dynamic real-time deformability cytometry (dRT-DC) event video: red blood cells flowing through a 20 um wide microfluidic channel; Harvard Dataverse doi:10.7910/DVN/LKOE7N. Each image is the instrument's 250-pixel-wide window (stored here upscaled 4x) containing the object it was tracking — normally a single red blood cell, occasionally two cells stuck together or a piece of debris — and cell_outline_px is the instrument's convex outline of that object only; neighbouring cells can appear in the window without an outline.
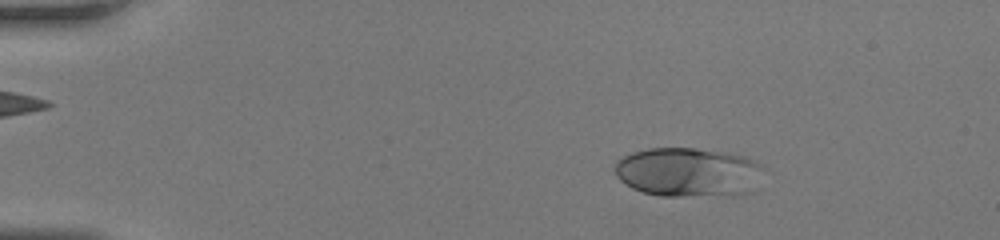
{"species": "human", "species_latin": "Homo sapiens", "temperature_condition": "room temperature", "stored_images_in_passage": 45, "camera_frame_rate_fps": 3000, "um_per_image_px": 0.085, "donor": {"sex": "female"}, "frame": {"image": 1, "passage_image": 8, "time_ms": 2.333, "image_size_px": [1000, 240], "cell_outline_px": [[764, 168], [752, 192], [736, 196], [660, 196], [644, 192], [632, 188], [620, 180], [616, 176], [616, 160], [632, 152], [648, 148], [696, 148], [724, 152], [744, 156], [756, 160], [764, 164]], "centroid_in_image_um": [58.55, 14.65], "position_along_channel_um": 26.5, "area_um2": 43.29}}
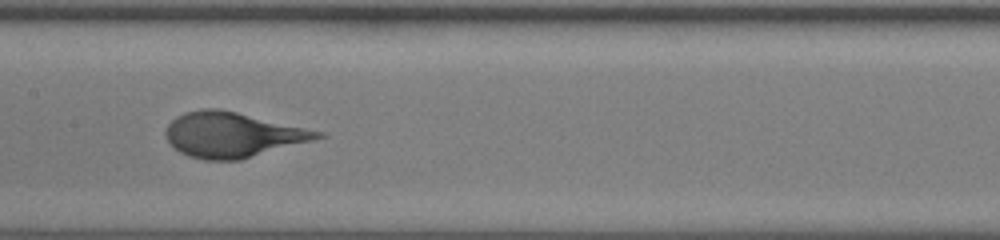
{"frame": {"image": 2, "passage_image": 24, "time_ms": 7.667, "image_size_px": [1000, 240], "cell_outline_px": [[328, 136], [240, 160], [204, 160], [188, 156], [180, 152], [168, 140], [164, 132], [168, 124], [176, 116], [184, 112], [200, 108], [220, 108], [324, 132]], "centroid_in_image_um": [19.76, 11.44], "position_along_channel_um": 187.6, "area_um2": 39.88}}
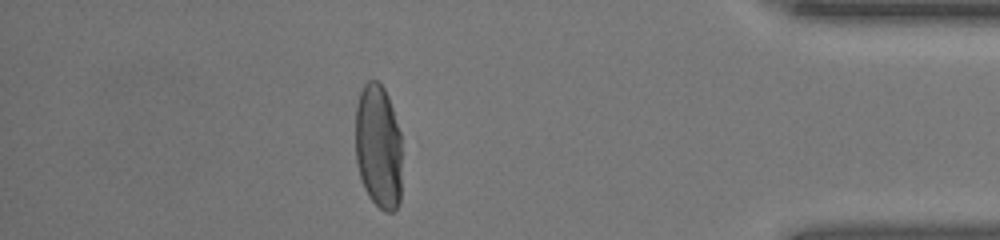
{"frame": {"image": 3, "passage_image": 40, "time_ms": 13.0, "image_size_px": [1000, 240], "cell_outline_px": [[400, 204], [392, 212], [384, 212], [368, 196], [364, 188], [356, 164], [356, 104], [360, 92], [364, 84], [368, 80], [376, 80], [384, 88], [388, 96], [400, 132]], "centroid_in_image_um": [32.15, 12.46], "position_along_channel_um": 403.1, "area_um2": 33.81}}